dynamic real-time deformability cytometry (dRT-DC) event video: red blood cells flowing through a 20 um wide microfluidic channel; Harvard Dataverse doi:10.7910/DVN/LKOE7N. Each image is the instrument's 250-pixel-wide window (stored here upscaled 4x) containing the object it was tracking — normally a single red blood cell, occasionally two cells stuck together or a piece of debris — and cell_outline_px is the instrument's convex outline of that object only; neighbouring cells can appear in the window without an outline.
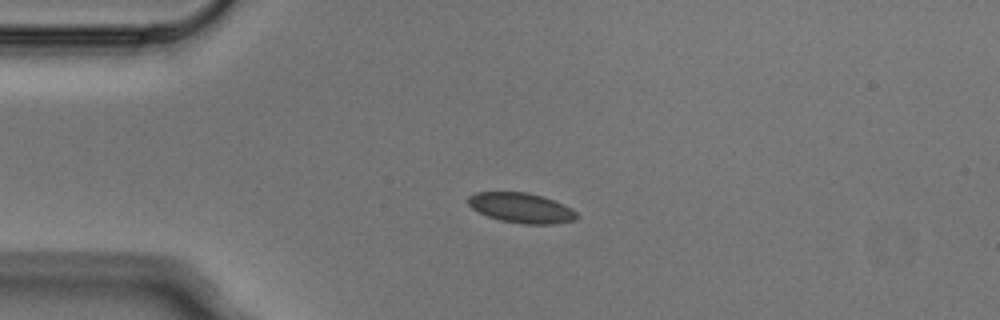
{"species": "Egyptian fruit bat (a non-hibernating species)", "species_latin": "Rousettus aegyptiacus", "temperature_condition": "cold", "stored_images_in_passage": 3, "camera_frame_rate_fps": 3000, "um_per_image_px": 0.085, "animal": {"sex": "male"}, "frame": {"image": 1, "passage_image": 2, "time_ms": 0.333, "image_size_px": [1000, 320], "cell_outline_px": [[580, 216], [576, 220], [552, 224], [524, 224], [500, 220], [488, 216], [472, 208], [468, 204], [468, 196], [476, 192], [528, 192], [552, 200], [572, 208]], "centroid_in_image_um": [44.32, 17.67], "position_along_channel_um": 40.7, "area_um2": 18.9}}